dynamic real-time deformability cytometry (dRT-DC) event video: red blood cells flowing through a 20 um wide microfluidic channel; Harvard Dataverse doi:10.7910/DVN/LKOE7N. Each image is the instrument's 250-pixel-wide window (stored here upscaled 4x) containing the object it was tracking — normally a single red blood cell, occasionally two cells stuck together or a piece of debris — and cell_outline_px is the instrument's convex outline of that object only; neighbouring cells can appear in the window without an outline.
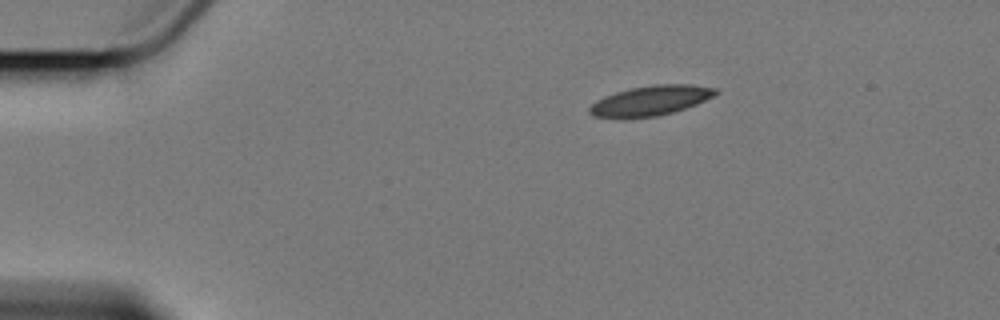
{"species": "Egyptian fruit bat (a non-hibernating species)", "species_latin": "Rousettus aegyptiacus", "temperature_condition": "cold", "stored_images_in_passage": 3, "camera_frame_rate_fps": 3000, "um_per_image_px": 0.085, "animal": {"sex": "female"}, "frame": {"image": 1, "passage_image": 1, "time_ms": 0.0, "image_size_px": [1000, 320], "cell_outline_px": [[720, 92], [696, 104], [672, 112], [656, 116], [624, 120], [592, 116], [588, 112], [588, 108], [596, 100], [604, 96], [628, 88], [656, 84], [688, 84], [716, 88]], "centroid_in_image_um": [55.22, 8.57], "position_along_channel_um": 29.8, "area_um2": 22.31}}